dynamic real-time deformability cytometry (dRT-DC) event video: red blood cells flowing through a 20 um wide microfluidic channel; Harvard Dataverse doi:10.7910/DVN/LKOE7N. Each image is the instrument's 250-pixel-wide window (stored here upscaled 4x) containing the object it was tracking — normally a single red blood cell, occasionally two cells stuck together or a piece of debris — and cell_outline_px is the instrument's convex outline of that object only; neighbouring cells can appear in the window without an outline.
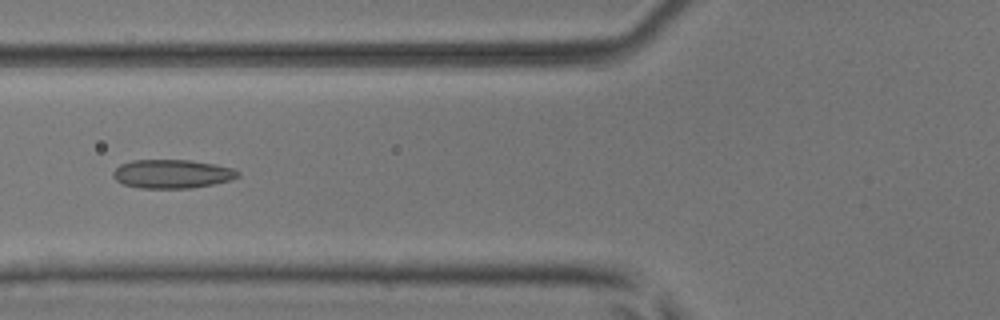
{"species": "common noctule bat (a hibernating species)", "species_latin": "Nyctalus noctula", "temperature_condition": "room temperature", "stored_images_in_passage": 34, "camera_frame_rate_fps": 3000, "um_per_image_px": 0.085, "animal": {"sex": "male", "body_mass_g": 17.9, "forearm_length_mm": 54.2}, "frame": {"image": 1, "passage_image": 13, "time_ms": 4.0, "image_size_px": [1000, 320], "cell_outline_px": [[240, 176], [228, 180], [212, 184], [192, 188], [140, 188], [124, 184], [116, 180], [112, 176], [112, 172], [120, 164], [132, 160], [188, 160], [212, 164], [232, 168], [240, 172]], "centroid_in_image_um": [14.59, 14.78], "position_along_channel_um": 111.2, "area_um2": 20.75}}
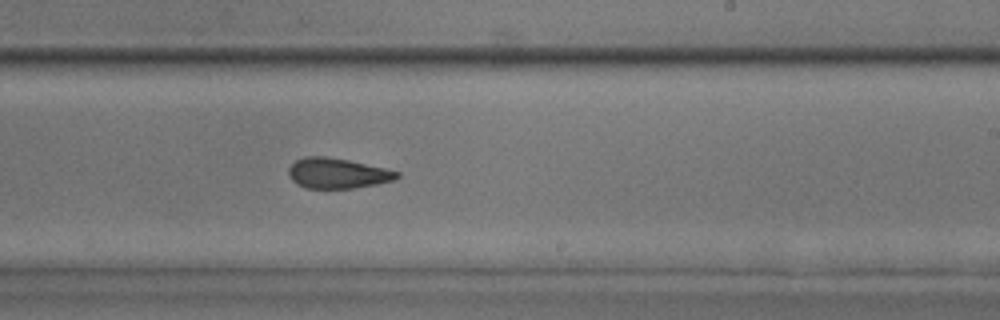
{"frame": {"image": 2, "passage_image": 24, "time_ms": 7.667, "image_size_px": [1000, 320], "cell_outline_px": [[400, 176], [392, 180], [376, 184], [356, 188], [304, 188], [296, 184], [292, 180], [288, 172], [288, 168], [296, 160], [304, 156], [324, 156], [348, 160], [384, 168], [400, 172]], "centroid_in_image_um": [28.65, 14.73], "position_along_channel_um": 260.4, "area_um2": 19.07}}
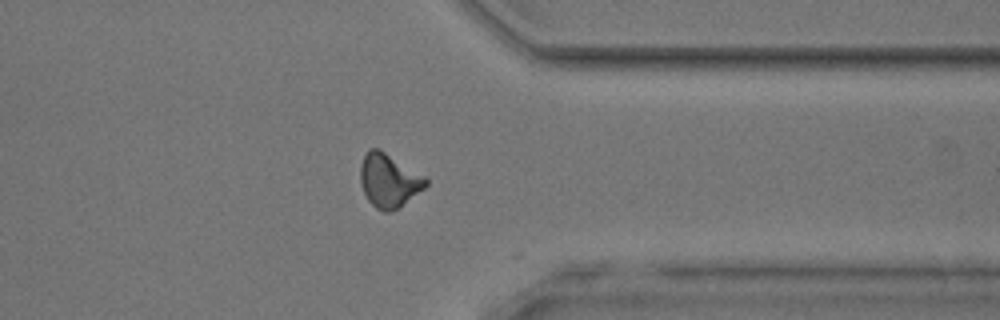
{"frame": {"image": 3, "passage_image": 33, "time_ms": 10.667, "image_size_px": [1000, 320], "cell_outline_px": [[428, 184], [424, 188], [400, 208], [388, 212], [384, 212], [376, 208], [368, 200], [364, 192], [360, 180], [360, 164], [368, 148], [376, 148], [384, 152], [424, 176], [428, 180]], "centroid_in_image_um": [33.04, 15.37], "position_along_channel_um": 378.4, "area_um2": 20.23}, "authors_computed_cell_mechanics": {"area_um2": 19.7098, "velocity_mm_per_s": 4.0815, "shape_relaxation_time_tau1_ms": null, "shape_relaxation_time_tau2_ms": 2.8621, "deformation_change_tau1": null, "deformation_change_tau2": 0.0974}}